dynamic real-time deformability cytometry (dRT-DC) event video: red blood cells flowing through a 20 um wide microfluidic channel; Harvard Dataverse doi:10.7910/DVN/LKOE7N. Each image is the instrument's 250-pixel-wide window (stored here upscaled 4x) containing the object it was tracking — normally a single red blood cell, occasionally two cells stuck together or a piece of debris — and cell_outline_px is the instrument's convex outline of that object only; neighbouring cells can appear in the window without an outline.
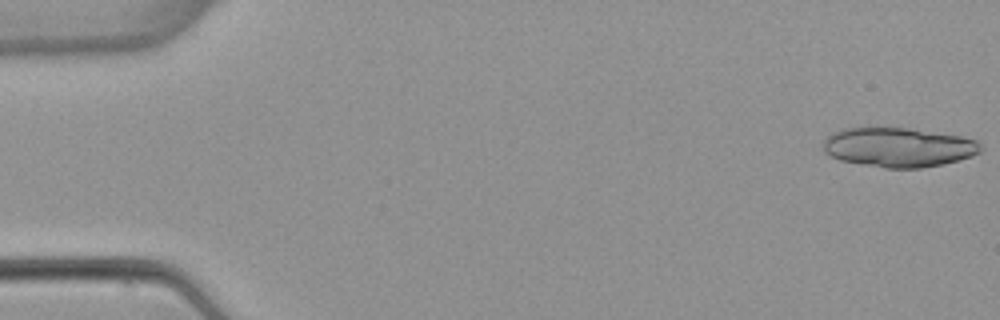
{"species": "common noctule bat (a hibernating species)", "species_latin": "Nyctalus noctula", "temperature_condition": "warm", "stored_images_in_passage": 5, "camera_frame_rate_fps": 3000, "um_per_image_px": 0.085, "animal": {"sex": "female", "body_mass_g": 22.7, "forearm_length_mm": 54.2}, "frame": {"image": 1, "passage_image": 1, "time_ms": 0.0, "image_size_px": [1000, 320], "cell_outline_px": [[984, 148], [980, 152], [972, 156], [940, 164], [920, 168], [884, 168], [840, 160], [824, 152], [824, 140], [832, 132], [844, 128], [908, 128], [960, 136], [976, 140]], "centroid_in_image_um": [76.36, 12.52], "position_along_channel_um": 8.6, "area_um2": 35.89}}
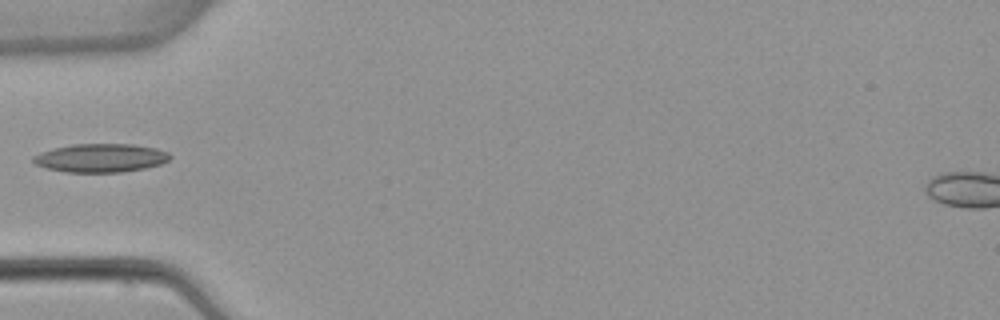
{"frame": {"image": 2, "passage_image": 5, "time_ms": 5.667, "image_size_px": [1000, 320], "cell_outline_px": [[172, 156], [168, 160], [160, 164], [144, 168], [120, 172], [64, 172], [48, 168], [36, 164], [32, 160], [32, 156], [40, 152], [72, 144], [132, 144], [156, 148], [168, 152]], "centroid_in_image_um": [8.56, 13.42], "position_along_channel_um": 76.4, "area_um2": 22.6}}